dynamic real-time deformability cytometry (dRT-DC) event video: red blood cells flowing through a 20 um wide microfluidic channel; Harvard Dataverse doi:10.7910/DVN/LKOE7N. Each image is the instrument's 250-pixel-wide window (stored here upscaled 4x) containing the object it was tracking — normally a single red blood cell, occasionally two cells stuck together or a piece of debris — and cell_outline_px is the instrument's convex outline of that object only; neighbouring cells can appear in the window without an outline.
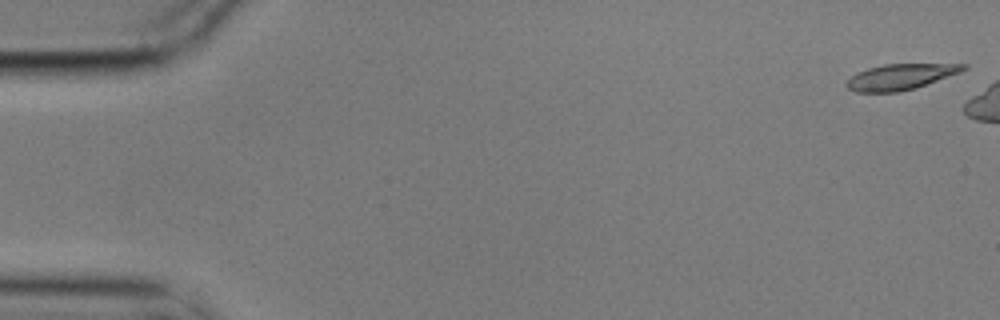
{"species": "common noctule bat (a hibernating species)", "species_latin": "Nyctalus noctula", "temperature_condition": "cold", "stored_images_in_passage": 2, "camera_frame_rate_fps": 3000, "um_per_image_px": 0.085, "animal": {"sex": "male", "body_mass_g": 17.9}, "frame": {"image": 1, "passage_image": 1, "time_ms": 0.0, "image_size_px": [1000, 320], "cell_outline_px": [[968, 68], [960, 72], [916, 88], [900, 92], [856, 92], [848, 88], [844, 84], [856, 72], [868, 68], [884, 64], [968, 64]], "centroid_in_image_um": [76.53, 6.53], "position_along_channel_um": 8.5, "area_um2": 17.51}}